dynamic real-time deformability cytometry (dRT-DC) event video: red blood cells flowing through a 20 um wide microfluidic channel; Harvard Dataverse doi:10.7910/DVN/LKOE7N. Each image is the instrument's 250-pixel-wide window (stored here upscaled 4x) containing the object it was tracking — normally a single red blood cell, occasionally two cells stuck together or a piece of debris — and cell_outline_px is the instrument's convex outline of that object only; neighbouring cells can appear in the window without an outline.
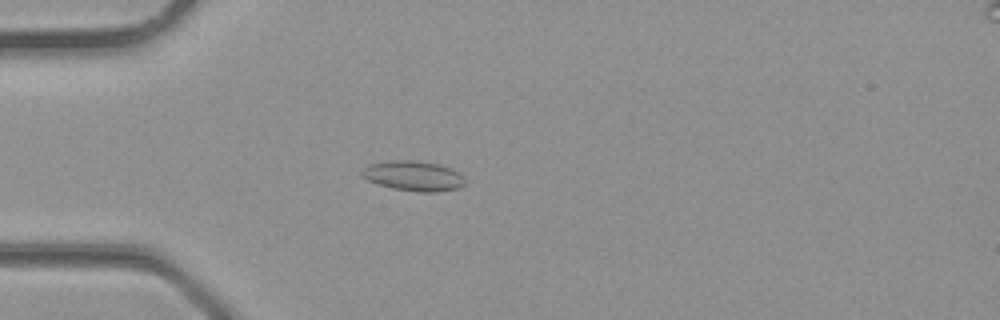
{"species": "common noctule bat (a hibernating species)", "species_latin": "Nyctalus noctula", "temperature_condition": "room temperature", "stored_images_in_passage": 27, "camera_frame_rate_fps": 3000, "um_per_image_px": 0.085, "animal": {"sex": "male", "body_mass_g": 23.1, "forearm_length_mm": 52.7}, "frame": {"image": 1, "passage_image": 2, "time_ms": 0.333, "image_size_px": [1000, 320], "cell_outline_px": [[464, 184], [456, 188], [436, 192], [420, 192], [392, 188], [376, 184], [368, 180], [360, 172], [364, 168], [372, 164], [388, 160], [416, 160], [440, 164], [452, 168], [460, 172], [464, 176]], "centroid_in_image_um": [35.17, 14.94], "position_along_channel_um": 49.8, "area_um2": 18.09}}
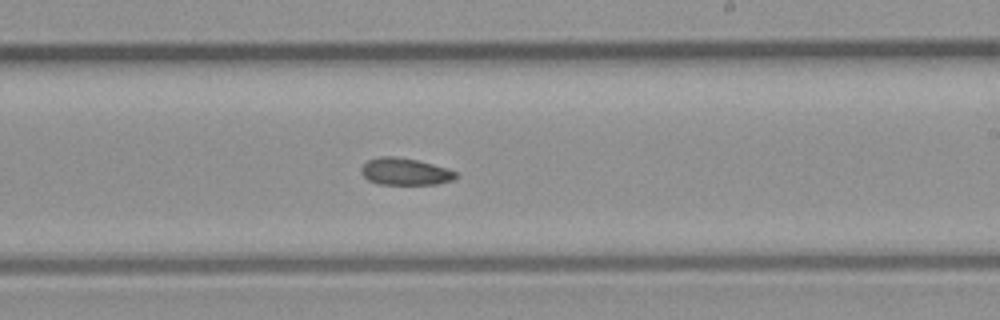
{"frame": {"image": 2, "passage_image": 13, "time_ms": 4.0, "image_size_px": [1000, 320], "cell_outline_px": [[456, 176], [452, 180], [436, 184], [380, 184], [368, 180], [360, 172], [360, 168], [368, 160], [376, 156], [396, 156], [416, 160], [432, 164], [456, 172]], "centroid_in_image_um": [34.36, 14.58], "position_along_channel_um": 254.6, "area_um2": 14.74}}
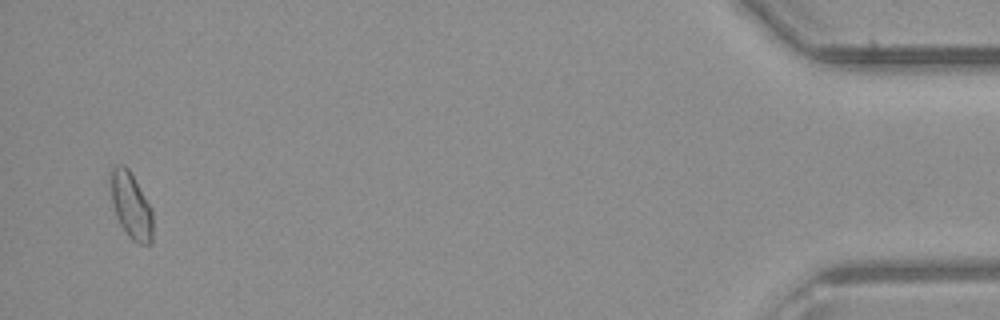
{"frame": {"image": 3, "passage_image": 26, "time_ms": 8.333, "image_size_px": [1000, 320], "cell_outline_px": [[152, 244], [140, 244], [132, 240], [128, 236], [120, 224], [116, 216], [112, 200], [112, 168], [120, 164], [124, 164], [128, 168], [152, 208]], "centroid_in_image_um": [11.17, 17.51], "position_along_channel_um": 424.0, "area_um2": 15.95}}